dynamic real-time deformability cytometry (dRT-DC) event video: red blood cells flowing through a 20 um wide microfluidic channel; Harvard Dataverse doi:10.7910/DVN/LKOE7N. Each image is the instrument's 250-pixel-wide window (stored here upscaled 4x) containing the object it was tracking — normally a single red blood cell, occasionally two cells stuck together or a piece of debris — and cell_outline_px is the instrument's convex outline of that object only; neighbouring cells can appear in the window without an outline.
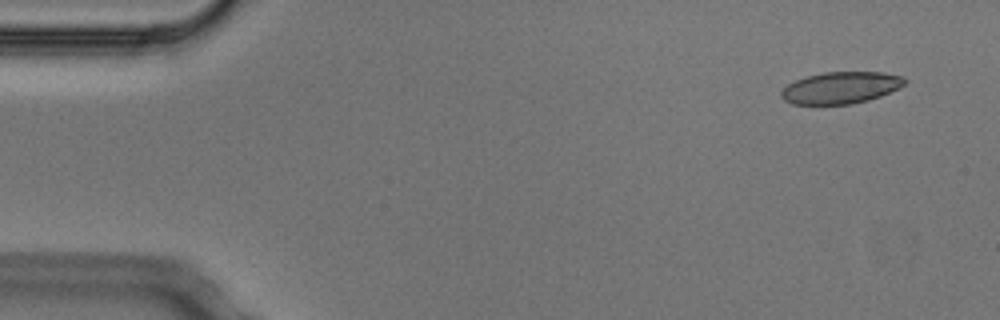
{"species": "Egyptian fruit bat (a non-hibernating species)", "species_latin": "Rousettus aegyptiacus", "temperature_condition": "cold", "stored_images_in_passage": 4, "camera_frame_rate_fps": 3000, "um_per_image_px": 0.085, "animal": {"sex": "male"}, "frame": {"image": 1, "passage_image": 1, "time_ms": 0.0, "image_size_px": [1000, 320], "cell_outline_px": [[908, 80], [904, 84], [880, 96], [868, 100], [852, 104], [792, 104], [784, 100], [780, 96], [780, 92], [788, 84], [796, 80], [808, 76], [824, 72], [884, 72], [904, 76]], "centroid_in_image_um": [71.46, 7.45], "position_along_channel_um": 13.5, "area_um2": 22.77}}
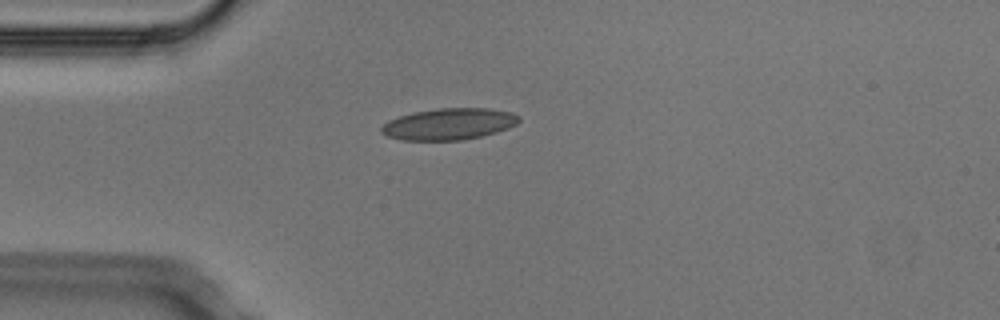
{"frame": {"image": 2, "passage_image": 4, "time_ms": 1.0, "image_size_px": [1000, 320], "cell_outline_px": [[520, 120], [516, 124], [508, 128], [496, 132], [464, 140], [400, 140], [388, 136], [380, 132], [380, 128], [388, 120], [412, 112], [436, 108], [488, 108], [512, 112], [520, 116]], "centroid_in_image_um": [38.15, 10.53], "position_along_channel_um": 46.8, "area_um2": 25.37}}